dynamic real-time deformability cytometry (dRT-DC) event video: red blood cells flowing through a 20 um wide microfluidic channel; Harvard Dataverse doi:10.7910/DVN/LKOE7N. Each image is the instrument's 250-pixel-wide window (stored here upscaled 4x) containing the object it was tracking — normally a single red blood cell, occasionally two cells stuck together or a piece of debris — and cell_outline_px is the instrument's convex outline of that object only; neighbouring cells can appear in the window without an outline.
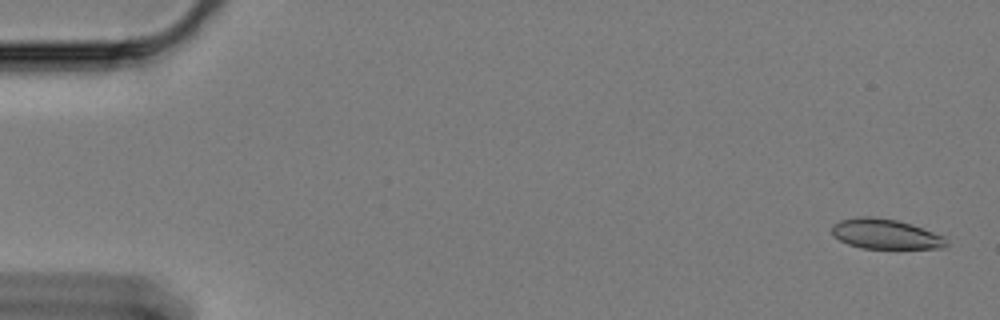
{"species": "Egyptian fruit bat (a non-hibernating species)", "species_latin": "Rousettus aegyptiacus", "temperature_condition": "cold", "stored_images_in_passage": 61, "camera_frame_rate_fps": 3000, "um_per_image_px": 0.085, "animal": {"sex": "female"}, "frame": {"image": 1, "passage_image": 2, "time_ms": 0.333, "image_size_px": [1000, 320], "cell_outline_px": [[948, 244], [944, 248], [860, 248], [848, 244], [832, 236], [832, 224], [840, 220], [860, 216], [872, 216], [896, 220], [944, 236]], "centroid_in_image_um": [75.21, 19.89], "position_along_channel_um": 9.8, "area_um2": 19.83}}
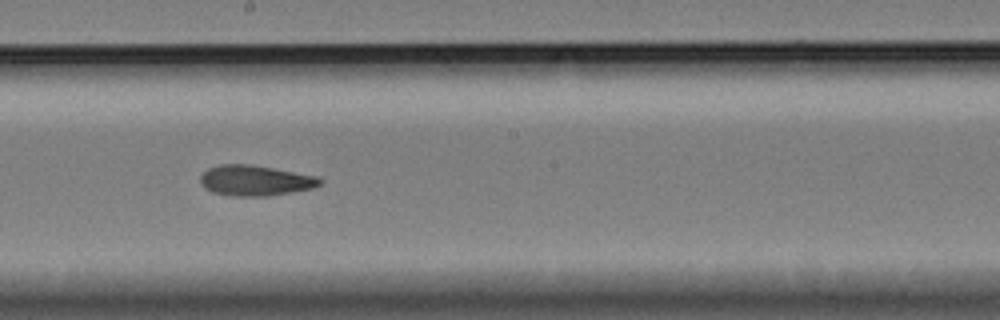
{"frame": {"image": 2, "passage_image": 34, "time_ms": 11.0, "image_size_px": [1000, 320], "cell_outline_px": [[324, 180], [320, 184], [312, 188], [292, 192], [268, 196], [232, 196], [212, 192], [204, 188], [200, 184], [200, 176], [208, 168], [220, 164], [248, 164], [272, 168], [316, 176]], "centroid_in_image_um": [21.66, 15.35], "position_along_channel_um": 226.5, "area_um2": 21.21}}
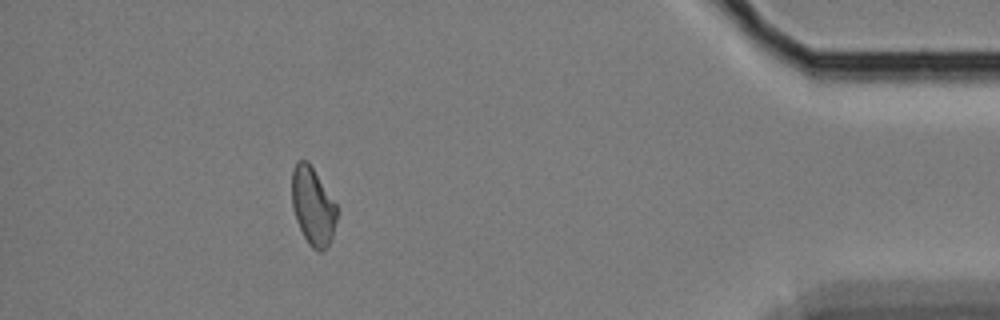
{"frame": {"image": 3, "passage_image": 55, "time_ms": 18.0, "image_size_px": [1000, 320], "cell_outline_px": [[336, 220], [332, 240], [320, 252], [312, 248], [308, 244], [296, 220], [292, 208], [292, 168], [296, 160], [308, 160], [336, 204]], "centroid_in_image_um": [26.57, 17.5], "position_along_channel_um": 408.6, "area_um2": 20.4}, "authors_computed_cell_mechanics": {"area_um2": 21.0392, "velocity_mm_per_s": 3.2947, "shape_relaxation_time_tau1_ms": null, "shape_relaxation_time_tau2_ms": 4.1048, "deformation_change_tau1": null, "deformation_change_tau2": 0.0981}}